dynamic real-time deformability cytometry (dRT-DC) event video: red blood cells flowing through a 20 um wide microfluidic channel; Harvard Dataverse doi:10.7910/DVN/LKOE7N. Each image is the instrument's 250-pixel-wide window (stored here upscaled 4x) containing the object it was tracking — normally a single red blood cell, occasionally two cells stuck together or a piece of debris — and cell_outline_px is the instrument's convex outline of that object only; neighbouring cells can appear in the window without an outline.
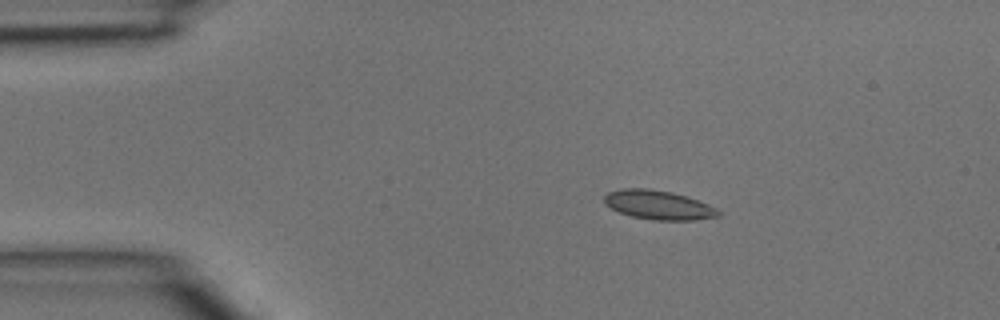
{"species": "common noctule bat (a hibernating species)", "species_latin": "Nyctalus noctula", "temperature_condition": "room temperature", "stored_images_in_passage": 2, "camera_frame_rate_fps": 3000, "um_per_image_px": 0.085, "animal": {"sex": "male", "body_mass_g": 15.6}, "frame": {"image": 1, "passage_image": 1, "time_ms": 0.0, "image_size_px": [1000, 320], "cell_outline_px": [[720, 216], [696, 220], [652, 220], [632, 216], [620, 212], [604, 204], [604, 196], [608, 192], [620, 188], [648, 188], [672, 192], [688, 196], [708, 204], [716, 208], [720, 212]], "centroid_in_image_um": [55.97, 17.41], "position_along_channel_um": 29.0, "area_um2": 19.48}}